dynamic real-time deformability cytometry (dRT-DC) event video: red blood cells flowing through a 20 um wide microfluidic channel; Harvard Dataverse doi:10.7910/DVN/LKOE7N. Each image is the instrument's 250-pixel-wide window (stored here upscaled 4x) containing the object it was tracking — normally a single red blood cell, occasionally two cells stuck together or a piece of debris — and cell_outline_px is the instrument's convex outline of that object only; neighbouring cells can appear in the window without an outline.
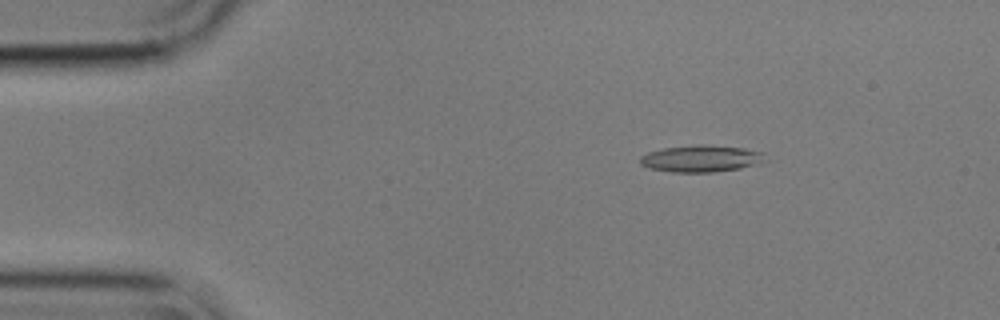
{"species": "common noctule bat (a hibernating species)", "species_latin": "Nyctalus noctula", "temperature_condition": "cold", "stored_images_in_passage": 56, "camera_frame_rate_fps": 3000, "um_per_image_px": 0.085, "animal": {"sex": "male", "body_mass_g": 17.9}, "frame": {"image": 1, "passage_image": 9, "time_ms": 2.667, "image_size_px": [1000, 320], "cell_outline_px": [[768, 160], [760, 164], [740, 168], [712, 172], [672, 172], [648, 168], [640, 164], [640, 156], [648, 152], [664, 148], [700, 144], [704, 144], [744, 148], [764, 152]], "centroid_in_image_um": [59.64, 13.48], "position_along_channel_um": 25.4, "area_um2": 19.77}}
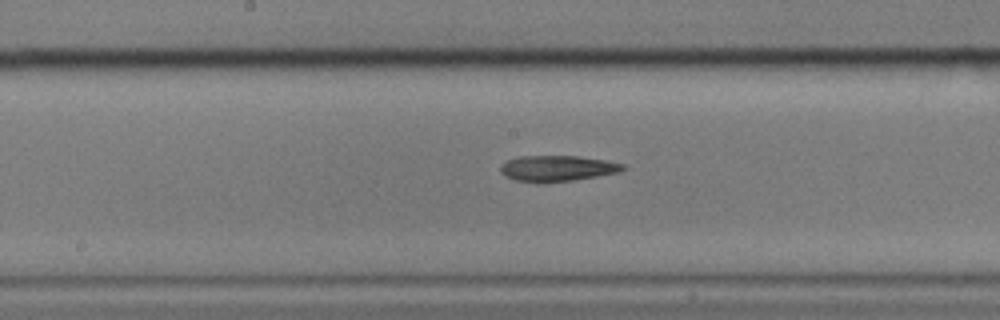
{"frame": {"image": 2, "passage_image": 29, "time_ms": 9.333, "image_size_px": [1000, 320], "cell_outline_px": [[628, 168], [620, 172], [572, 180], [544, 184], [536, 184], [516, 180], [504, 176], [500, 172], [500, 168], [508, 160], [520, 156], [580, 156], [604, 160], [624, 164]], "centroid_in_image_um": [47.37, 14.33], "position_along_channel_um": 200.8, "area_um2": 18.67}}
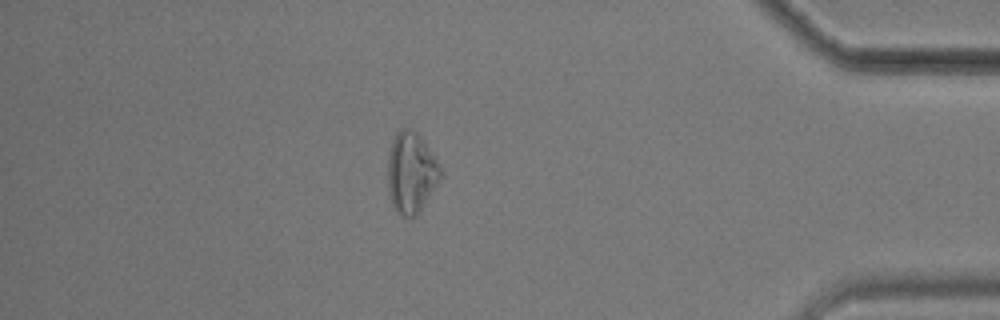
{"frame": {"image": 3, "passage_image": 49, "time_ms": 16.0, "image_size_px": [1000, 320], "cell_outline_px": [[440, 180], [416, 216], [400, 216], [392, 208], [388, 192], [388, 152], [392, 140], [396, 132], [400, 128], [412, 128], [420, 136], [440, 164]], "centroid_in_image_um": [34.92, 14.67], "position_along_channel_um": 400.3, "area_um2": 25.03}, "authors_computed_cell_mechanics": {"area_um2": 19.1318, "velocity_mm_per_s": 3.5679, "shape_relaxation_time_tau1_ms": 5.1654, "shape_relaxation_time_tau2_ms": null, "deformation_change_tau1": 0.1927, "deformation_change_tau2": null}}